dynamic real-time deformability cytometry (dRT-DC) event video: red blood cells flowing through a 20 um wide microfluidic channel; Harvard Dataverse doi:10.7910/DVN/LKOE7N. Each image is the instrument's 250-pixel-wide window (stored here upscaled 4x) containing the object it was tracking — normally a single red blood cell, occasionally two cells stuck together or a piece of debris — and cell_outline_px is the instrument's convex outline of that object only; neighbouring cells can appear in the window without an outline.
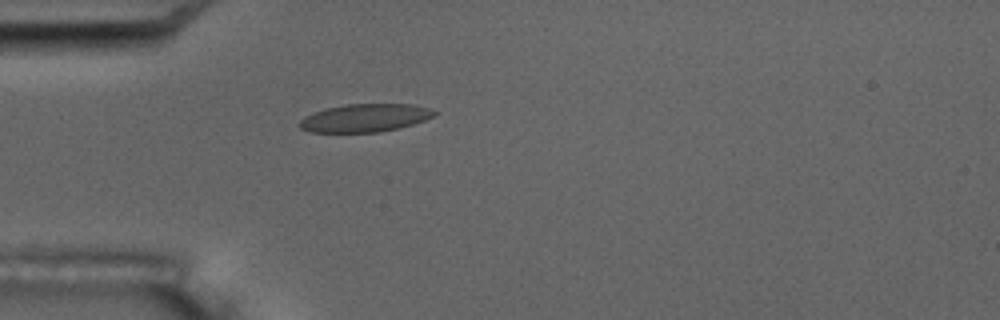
{"species": "common noctule bat (a hibernating species)", "species_latin": "Nyctalus noctula", "temperature_condition": "room temperature", "stored_images_in_passage": 4, "camera_frame_rate_fps": 3000, "um_per_image_px": 0.085, "animal": {"sex": "male", "body_mass_g": 17.5, "forearm_length_mm": 52.3}, "frame": {"image": 1, "passage_image": 4, "time_ms": 4.333, "image_size_px": [1000, 320], "cell_outline_px": [[436, 112], [432, 116], [424, 120], [400, 128], [380, 132], [312, 132], [300, 128], [296, 124], [304, 116], [312, 112], [324, 108], [348, 104], [412, 104], [428, 108]], "centroid_in_image_um": [30.95, 10.02], "position_along_channel_um": 54.1, "area_um2": 22.02}}